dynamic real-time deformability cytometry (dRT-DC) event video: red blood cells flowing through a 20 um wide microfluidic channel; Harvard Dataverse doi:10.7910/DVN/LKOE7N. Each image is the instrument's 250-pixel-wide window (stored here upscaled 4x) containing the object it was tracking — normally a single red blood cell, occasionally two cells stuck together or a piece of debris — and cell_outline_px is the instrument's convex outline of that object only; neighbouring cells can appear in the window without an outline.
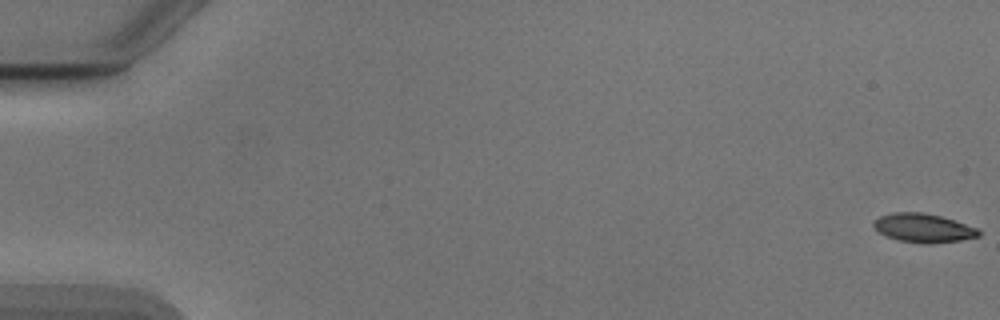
{"species": "Egyptian fruit bat (a non-hibernating species)", "species_latin": "Rousettus aegyptiacus", "temperature_condition": "cold", "stored_images_in_passage": 55, "camera_frame_rate_fps": 3000, "um_per_image_px": 0.085, "animal": {"sex": "male"}, "frame": {"image": 1, "passage_image": 1, "time_ms": 0.0, "image_size_px": [1000, 320], "cell_outline_px": [[980, 236], [960, 240], [900, 240], [888, 236], [880, 232], [872, 224], [880, 216], [892, 212], [924, 212], [940, 216], [976, 228], [980, 232]], "centroid_in_image_um": [78.46, 19.31], "position_along_channel_um": 6.5, "area_um2": 16.36}}
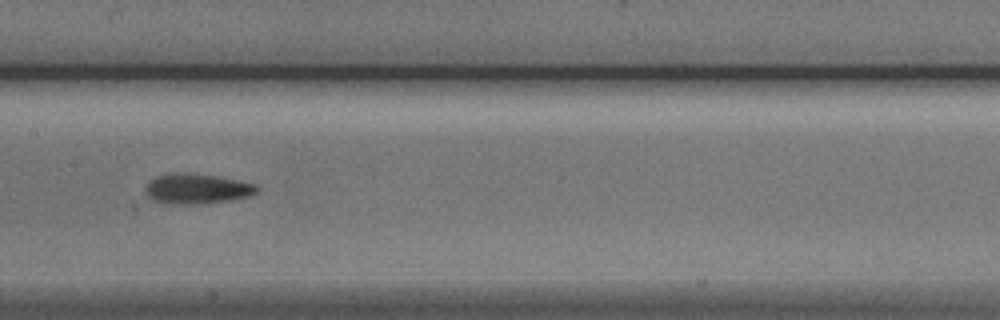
{"frame": {"image": 2, "passage_image": 28, "time_ms": 9.0, "image_size_px": [1000, 320], "cell_outline_px": [[260, 192], [252, 196], [232, 200], [196, 204], [168, 204], [152, 200], [144, 192], [144, 184], [148, 180], [156, 176], [168, 172], [188, 172], [216, 176], [256, 184], [260, 188]], "centroid_in_image_um": [16.71, 16.03], "position_along_channel_um": 190.7, "area_um2": 20.23}}
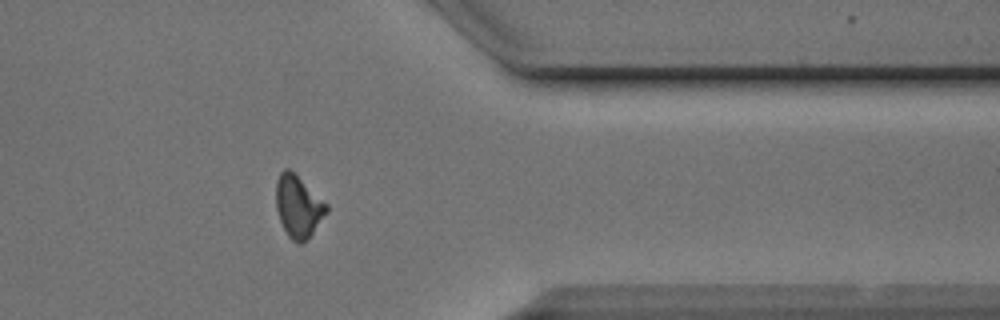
{"frame": {"image": 3, "passage_image": 44, "time_ms": 14.333, "image_size_px": [1000, 320], "cell_outline_px": [[328, 212], [304, 244], [300, 244], [292, 240], [288, 236], [280, 220], [276, 208], [276, 180], [280, 172], [284, 168], [288, 168], [328, 204]], "centroid_in_image_um": [25.35, 17.57], "position_along_channel_um": 386.0, "area_um2": 18.21}, "authors_computed_cell_mechanics": {"area_um2": 18.3804, "velocity_mm_per_s": 3.8937, "shape_relaxation_time_tau1_ms": 4.0843, "shape_relaxation_time_tau2_ms": 5.2784, "deformation_change_tau1": 0.1186, "deformation_change_tau2": 0.1335}}